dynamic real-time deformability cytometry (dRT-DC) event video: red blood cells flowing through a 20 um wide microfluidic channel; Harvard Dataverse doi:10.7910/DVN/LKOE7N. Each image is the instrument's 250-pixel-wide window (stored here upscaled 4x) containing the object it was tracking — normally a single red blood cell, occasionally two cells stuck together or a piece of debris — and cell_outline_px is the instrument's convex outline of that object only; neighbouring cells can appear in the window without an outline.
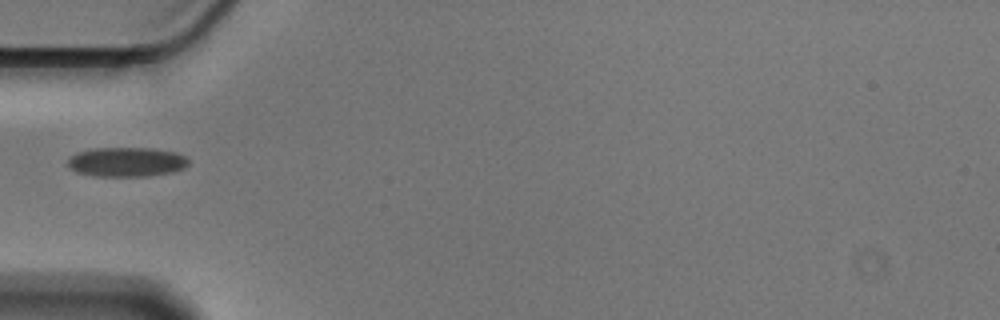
{"species": "Egyptian fruit bat (a non-hibernating species)", "species_latin": "Rousettus aegyptiacus", "temperature_condition": "cold", "stored_images_in_passage": 36, "camera_frame_rate_fps": 3000, "um_per_image_px": 0.085, "animal": {"sex": "male"}, "frame": {"image": 1, "passage_image": 1, "time_ms": 0.0, "image_size_px": [1000, 320], "cell_outline_px": [[188, 164], [184, 168], [172, 172], [148, 176], [92, 176], [76, 172], [68, 168], [68, 156], [76, 152], [92, 148], [152, 148], [176, 152], [184, 156], [188, 160]], "centroid_in_image_um": [10.7, 13.76], "position_along_channel_um": 74.3, "area_um2": 20.98}}
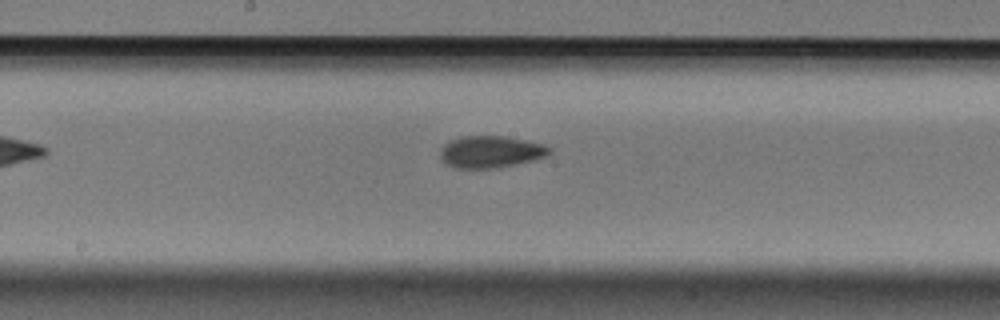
{"frame": {"image": 2, "passage_image": 12, "time_ms": 3.667, "image_size_px": [1000, 320], "cell_outline_px": [[552, 152], [548, 156], [516, 164], [496, 168], [452, 168], [440, 156], [440, 152], [444, 144], [460, 136], [500, 136], [524, 140], [544, 144], [552, 148]], "centroid_in_image_um": [41.74, 12.91], "position_along_channel_um": 206.5, "area_um2": 20.23}}
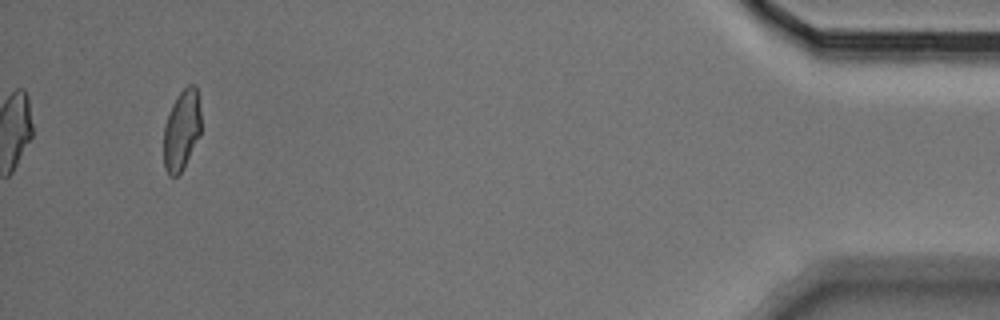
{"frame": {"image": 3, "passage_image": 36, "time_ms": 11.667, "image_size_px": [1000, 320], "cell_outline_px": [[200, 136], [184, 168], [176, 176], [168, 176], [164, 168], [164, 124], [172, 104], [180, 92], [188, 84], [196, 84], [200, 112]], "centroid_in_image_um": [15.44, 11.07], "position_along_channel_um": 419.8, "area_um2": 17.63}}